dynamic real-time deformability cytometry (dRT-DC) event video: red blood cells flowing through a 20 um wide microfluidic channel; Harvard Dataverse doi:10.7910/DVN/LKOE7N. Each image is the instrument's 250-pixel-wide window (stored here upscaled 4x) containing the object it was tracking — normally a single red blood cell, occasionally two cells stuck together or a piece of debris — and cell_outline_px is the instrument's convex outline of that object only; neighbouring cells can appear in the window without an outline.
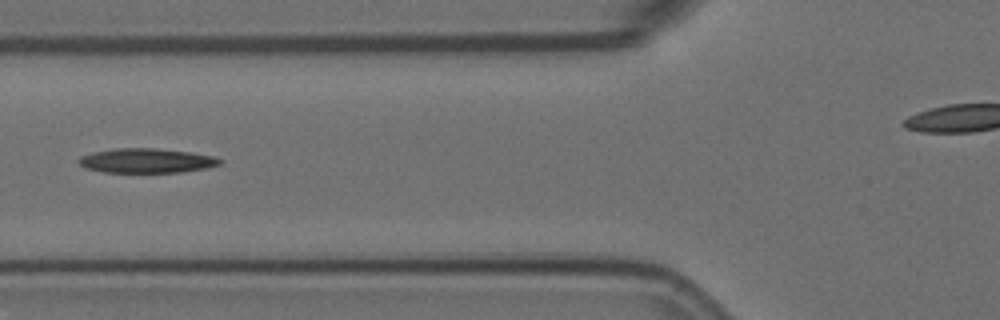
{"species": "Egyptian fruit bat (a non-hibernating species)", "species_latin": "Rousettus aegyptiacus", "temperature_condition": "room temperature", "stored_images_in_passage": 6, "camera_frame_rate_fps": 3000, "um_per_image_px": 0.085, "animal": {"sex": "female"}, "frame": {"image": 1, "passage_image": 6, "time_ms": 1.667, "image_size_px": [1000, 320], "cell_outline_px": [[224, 160], [220, 164], [204, 168], [180, 172], [104, 172], [84, 168], [76, 160], [80, 156], [92, 152], [116, 148], [152, 148], [188, 152], [212, 156]], "centroid_in_image_um": [12.39, 13.65], "position_along_channel_um": 113.4, "area_um2": 20.0}}